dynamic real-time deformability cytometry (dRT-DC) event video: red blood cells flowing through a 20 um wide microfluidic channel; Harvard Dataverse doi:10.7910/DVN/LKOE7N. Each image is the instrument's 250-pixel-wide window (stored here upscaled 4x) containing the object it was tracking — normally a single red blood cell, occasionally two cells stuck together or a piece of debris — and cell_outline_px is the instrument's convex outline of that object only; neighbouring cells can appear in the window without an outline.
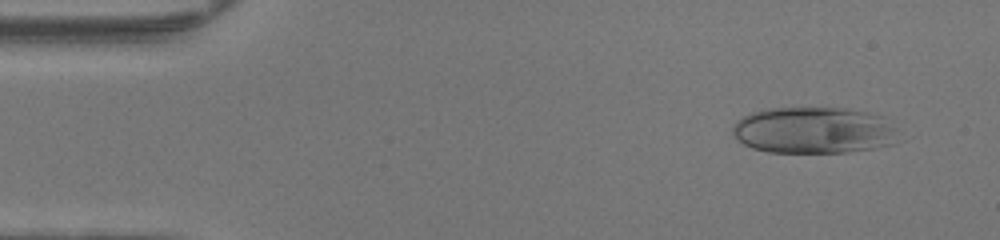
{"species": "human", "species_latin": "Homo sapiens", "temperature_condition": "warm", "stored_images_in_passage": 46, "camera_frame_rate_fps": 3000, "um_per_image_px": 0.085, "donor": {"sex": "female"}, "frame": {"image": 1, "passage_image": 3, "time_ms": 0.667, "image_size_px": [1000, 240], "cell_outline_px": [[904, 140], [892, 144], [872, 148], [848, 152], [768, 152], [752, 148], [736, 140], [732, 132], [732, 128], [736, 120], [752, 112], [772, 108], [848, 108], [884, 116], [904, 136]], "centroid_in_image_um": [69.25, 11.08], "position_along_channel_um": 15.8, "area_um2": 45.66}}
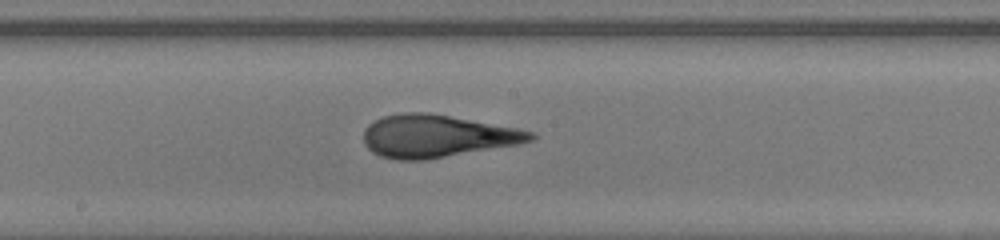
{"frame": {"image": 2, "passage_image": 24, "time_ms": 7.667, "image_size_px": [1000, 240], "cell_outline_px": [[536, 136], [532, 140], [520, 144], [424, 160], [396, 160], [380, 156], [372, 152], [364, 144], [364, 128], [368, 124], [384, 116], [404, 112], [428, 112], [520, 128], [536, 132]], "centroid_in_image_um": [37.15, 11.56], "position_along_channel_um": 211.0, "area_um2": 41.62}}
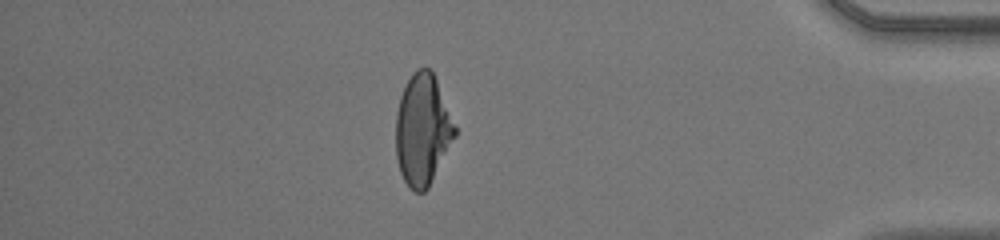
{"frame": {"image": 3, "passage_image": 40, "time_ms": 13.0, "image_size_px": [1000, 240], "cell_outline_px": [[456, 136], [428, 188], [424, 192], [416, 192], [408, 188], [400, 172], [396, 156], [396, 112], [400, 96], [412, 72], [416, 68], [432, 68], [456, 128]], "centroid_in_image_um": [35.91, 11.03], "position_along_channel_um": 399.3, "area_um2": 38.32}, "authors_computed_cell_mechanics": {"area_um2": 40.749, "velocity_mm_per_s": 4.3189, "shape_relaxation_time_tau1_ms": 10.3953, "shape_relaxation_time_tau2_ms": 0.7867, "deformation_change_tau1": 0.3853, "deformation_change_tau2": 0.0724}}